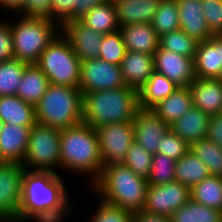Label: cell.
I'll return each mask as SVG.
<instances>
[{
    "label": "cell",
    "instance_id": "e575fe53",
    "mask_svg": "<svg viewBox=\"0 0 222 222\" xmlns=\"http://www.w3.org/2000/svg\"><path fill=\"white\" fill-rule=\"evenodd\" d=\"M198 42L181 29L160 36L159 47L195 58Z\"/></svg>",
    "mask_w": 222,
    "mask_h": 222
},
{
    "label": "cell",
    "instance_id": "bcb514c9",
    "mask_svg": "<svg viewBox=\"0 0 222 222\" xmlns=\"http://www.w3.org/2000/svg\"><path fill=\"white\" fill-rule=\"evenodd\" d=\"M110 0H77L75 10L73 11V20H78L91 8L107 3Z\"/></svg>",
    "mask_w": 222,
    "mask_h": 222
},
{
    "label": "cell",
    "instance_id": "e0dca14e",
    "mask_svg": "<svg viewBox=\"0 0 222 222\" xmlns=\"http://www.w3.org/2000/svg\"><path fill=\"white\" fill-rule=\"evenodd\" d=\"M32 127L4 124L0 132V162L23 163Z\"/></svg>",
    "mask_w": 222,
    "mask_h": 222
},
{
    "label": "cell",
    "instance_id": "60d3db41",
    "mask_svg": "<svg viewBox=\"0 0 222 222\" xmlns=\"http://www.w3.org/2000/svg\"><path fill=\"white\" fill-rule=\"evenodd\" d=\"M202 11L210 32L222 35V1L202 0Z\"/></svg>",
    "mask_w": 222,
    "mask_h": 222
},
{
    "label": "cell",
    "instance_id": "1f68e13d",
    "mask_svg": "<svg viewBox=\"0 0 222 222\" xmlns=\"http://www.w3.org/2000/svg\"><path fill=\"white\" fill-rule=\"evenodd\" d=\"M151 25L161 36L180 29L178 4L176 0H161Z\"/></svg>",
    "mask_w": 222,
    "mask_h": 222
},
{
    "label": "cell",
    "instance_id": "d6986e66",
    "mask_svg": "<svg viewBox=\"0 0 222 222\" xmlns=\"http://www.w3.org/2000/svg\"><path fill=\"white\" fill-rule=\"evenodd\" d=\"M180 29L197 42L208 40L214 36L203 16L202 0H176Z\"/></svg>",
    "mask_w": 222,
    "mask_h": 222
},
{
    "label": "cell",
    "instance_id": "277c9868",
    "mask_svg": "<svg viewBox=\"0 0 222 222\" xmlns=\"http://www.w3.org/2000/svg\"><path fill=\"white\" fill-rule=\"evenodd\" d=\"M83 123L93 128L130 122L139 107L138 90L132 87L92 91L83 94Z\"/></svg>",
    "mask_w": 222,
    "mask_h": 222
},
{
    "label": "cell",
    "instance_id": "ba28073f",
    "mask_svg": "<svg viewBox=\"0 0 222 222\" xmlns=\"http://www.w3.org/2000/svg\"><path fill=\"white\" fill-rule=\"evenodd\" d=\"M60 135L61 129L36 123L31 128L25 158L21 165L30 171L57 173L53 169L61 168Z\"/></svg>",
    "mask_w": 222,
    "mask_h": 222
},
{
    "label": "cell",
    "instance_id": "6da1fadb",
    "mask_svg": "<svg viewBox=\"0 0 222 222\" xmlns=\"http://www.w3.org/2000/svg\"><path fill=\"white\" fill-rule=\"evenodd\" d=\"M63 181L58 173L25 169L19 222H62L71 209Z\"/></svg>",
    "mask_w": 222,
    "mask_h": 222
},
{
    "label": "cell",
    "instance_id": "52a82bcc",
    "mask_svg": "<svg viewBox=\"0 0 222 222\" xmlns=\"http://www.w3.org/2000/svg\"><path fill=\"white\" fill-rule=\"evenodd\" d=\"M50 84L79 88L81 61L60 32L35 63Z\"/></svg>",
    "mask_w": 222,
    "mask_h": 222
},
{
    "label": "cell",
    "instance_id": "44dd1931",
    "mask_svg": "<svg viewBox=\"0 0 222 222\" xmlns=\"http://www.w3.org/2000/svg\"><path fill=\"white\" fill-rule=\"evenodd\" d=\"M123 42L128 51L154 55L159 48L160 36L151 23H135L120 26Z\"/></svg>",
    "mask_w": 222,
    "mask_h": 222
},
{
    "label": "cell",
    "instance_id": "ee69618b",
    "mask_svg": "<svg viewBox=\"0 0 222 222\" xmlns=\"http://www.w3.org/2000/svg\"><path fill=\"white\" fill-rule=\"evenodd\" d=\"M14 58L10 21H0V62Z\"/></svg>",
    "mask_w": 222,
    "mask_h": 222
},
{
    "label": "cell",
    "instance_id": "d590c367",
    "mask_svg": "<svg viewBox=\"0 0 222 222\" xmlns=\"http://www.w3.org/2000/svg\"><path fill=\"white\" fill-rule=\"evenodd\" d=\"M175 160L170 157L157 153L153 155L147 182L149 185H164L175 181Z\"/></svg>",
    "mask_w": 222,
    "mask_h": 222
},
{
    "label": "cell",
    "instance_id": "5b68a950",
    "mask_svg": "<svg viewBox=\"0 0 222 222\" xmlns=\"http://www.w3.org/2000/svg\"><path fill=\"white\" fill-rule=\"evenodd\" d=\"M83 94L79 88L50 84L35 105L36 121L57 129L83 122Z\"/></svg>",
    "mask_w": 222,
    "mask_h": 222
},
{
    "label": "cell",
    "instance_id": "8992f818",
    "mask_svg": "<svg viewBox=\"0 0 222 222\" xmlns=\"http://www.w3.org/2000/svg\"><path fill=\"white\" fill-rule=\"evenodd\" d=\"M21 18V19H20ZM11 21L14 58L28 64H35L40 54L60 33L59 24L50 18L21 16Z\"/></svg>",
    "mask_w": 222,
    "mask_h": 222
},
{
    "label": "cell",
    "instance_id": "f35d334b",
    "mask_svg": "<svg viewBox=\"0 0 222 222\" xmlns=\"http://www.w3.org/2000/svg\"><path fill=\"white\" fill-rule=\"evenodd\" d=\"M96 214L89 222H133V212L100 199Z\"/></svg>",
    "mask_w": 222,
    "mask_h": 222
},
{
    "label": "cell",
    "instance_id": "7a4b0ae2",
    "mask_svg": "<svg viewBox=\"0 0 222 222\" xmlns=\"http://www.w3.org/2000/svg\"><path fill=\"white\" fill-rule=\"evenodd\" d=\"M60 161L66 171L90 176L91 185L104 166L96 129L83 122L61 129Z\"/></svg>",
    "mask_w": 222,
    "mask_h": 222
},
{
    "label": "cell",
    "instance_id": "681fc988",
    "mask_svg": "<svg viewBox=\"0 0 222 222\" xmlns=\"http://www.w3.org/2000/svg\"><path fill=\"white\" fill-rule=\"evenodd\" d=\"M4 122L3 120L0 118V132L2 131L3 127H4Z\"/></svg>",
    "mask_w": 222,
    "mask_h": 222
},
{
    "label": "cell",
    "instance_id": "ffe728a7",
    "mask_svg": "<svg viewBox=\"0 0 222 222\" xmlns=\"http://www.w3.org/2000/svg\"><path fill=\"white\" fill-rule=\"evenodd\" d=\"M121 71L126 86L139 90L153 74V55L128 51L121 62Z\"/></svg>",
    "mask_w": 222,
    "mask_h": 222
},
{
    "label": "cell",
    "instance_id": "3957f363",
    "mask_svg": "<svg viewBox=\"0 0 222 222\" xmlns=\"http://www.w3.org/2000/svg\"><path fill=\"white\" fill-rule=\"evenodd\" d=\"M148 186L147 179L122 163L104 165L99 177L91 184L100 199L131 212L143 210Z\"/></svg>",
    "mask_w": 222,
    "mask_h": 222
},
{
    "label": "cell",
    "instance_id": "30bf717a",
    "mask_svg": "<svg viewBox=\"0 0 222 222\" xmlns=\"http://www.w3.org/2000/svg\"><path fill=\"white\" fill-rule=\"evenodd\" d=\"M25 168L21 164L0 162V219L19 222Z\"/></svg>",
    "mask_w": 222,
    "mask_h": 222
},
{
    "label": "cell",
    "instance_id": "7c38bea8",
    "mask_svg": "<svg viewBox=\"0 0 222 222\" xmlns=\"http://www.w3.org/2000/svg\"><path fill=\"white\" fill-rule=\"evenodd\" d=\"M190 199V188L178 181L164 185H149L143 210L148 213L170 217Z\"/></svg>",
    "mask_w": 222,
    "mask_h": 222
},
{
    "label": "cell",
    "instance_id": "2e32d148",
    "mask_svg": "<svg viewBox=\"0 0 222 222\" xmlns=\"http://www.w3.org/2000/svg\"><path fill=\"white\" fill-rule=\"evenodd\" d=\"M196 78L219 79L222 74V35L198 42L194 58Z\"/></svg>",
    "mask_w": 222,
    "mask_h": 222
},
{
    "label": "cell",
    "instance_id": "74e56055",
    "mask_svg": "<svg viewBox=\"0 0 222 222\" xmlns=\"http://www.w3.org/2000/svg\"><path fill=\"white\" fill-rule=\"evenodd\" d=\"M152 158L153 155L151 153L134 141L121 163L134 171L138 176L147 179L152 165Z\"/></svg>",
    "mask_w": 222,
    "mask_h": 222
},
{
    "label": "cell",
    "instance_id": "f546056e",
    "mask_svg": "<svg viewBox=\"0 0 222 222\" xmlns=\"http://www.w3.org/2000/svg\"><path fill=\"white\" fill-rule=\"evenodd\" d=\"M191 200L222 211V177L209 175L190 189Z\"/></svg>",
    "mask_w": 222,
    "mask_h": 222
},
{
    "label": "cell",
    "instance_id": "4fadbf2b",
    "mask_svg": "<svg viewBox=\"0 0 222 222\" xmlns=\"http://www.w3.org/2000/svg\"><path fill=\"white\" fill-rule=\"evenodd\" d=\"M154 70L163 74L178 87L189 86L195 80L194 59L158 48L153 55Z\"/></svg>",
    "mask_w": 222,
    "mask_h": 222
},
{
    "label": "cell",
    "instance_id": "d6a6232c",
    "mask_svg": "<svg viewBox=\"0 0 222 222\" xmlns=\"http://www.w3.org/2000/svg\"><path fill=\"white\" fill-rule=\"evenodd\" d=\"M189 150L206 164L210 175L222 177V148L219 145L206 138L192 143Z\"/></svg>",
    "mask_w": 222,
    "mask_h": 222
},
{
    "label": "cell",
    "instance_id": "603a6c76",
    "mask_svg": "<svg viewBox=\"0 0 222 222\" xmlns=\"http://www.w3.org/2000/svg\"><path fill=\"white\" fill-rule=\"evenodd\" d=\"M161 0H113L120 26L151 23Z\"/></svg>",
    "mask_w": 222,
    "mask_h": 222
},
{
    "label": "cell",
    "instance_id": "f1b7e54d",
    "mask_svg": "<svg viewBox=\"0 0 222 222\" xmlns=\"http://www.w3.org/2000/svg\"><path fill=\"white\" fill-rule=\"evenodd\" d=\"M174 174L175 181L188 186L190 189L210 175L206 164L196 157L191 150L176 162Z\"/></svg>",
    "mask_w": 222,
    "mask_h": 222
},
{
    "label": "cell",
    "instance_id": "9a60e30c",
    "mask_svg": "<svg viewBox=\"0 0 222 222\" xmlns=\"http://www.w3.org/2000/svg\"><path fill=\"white\" fill-rule=\"evenodd\" d=\"M135 142L144 147L152 155L157 154V145L169 129L152 109L139 108L133 119Z\"/></svg>",
    "mask_w": 222,
    "mask_h": 222
},
{
    "label": "cell",
    "instance_id": "b9f144b4",
    "mask_svg": "<svg viewBox=\"0 0 222 222\" xmlns=\"http://www.w3.org/2000/svg\"><path fill=\"white\" fill-rule=\"evenodd\" d=\"M77 0H51V19L59 24V27L73 20V11Z\"/></svg>",
    "mask_w": 222,
    "mask_h": 222
},
{
    "label": "cell",
    "instance_id": "7bdbcfd3",
    "mask_svg": "<svg viewBox=\"0 0 222 222\" xmlns=\"http://www.w3.org/2000/svg\"><path fill=\"white\" fill-rule=\"evenodd\" d=\"M19 14V15H18ZM25 17H44L51 19V0H25L17 15Z\"/></svg>",
    "mask_w": 222,
    "mask_h": 222
},
{
    "label": "cell",
    "instance_id": "836d02e7",
    "mask_svg": "<svg viewBox=\"0 0 222 222\" xmlns=\"http://www.w3.org/2000/svg\"><path fill=\"white\" fill-rule=\"evenodd\" d=\"M27 65L28 63L15 58L0 62V97L16 95Z\"/></svg>",
    "mask_w": 222,
    "mask_h": 222
},
{
    "label": "cell",
    "instance_id": "9c48e42d",
    "mask_svg": "<svg viewBox=\"0 0 222 222\" xmlns=\"http://www.w3.org/2000/svg\"><path fill=\"white\" fill-rule=\"evenodd\" d=\"M104 165L121 163L135 141L134 123H111L95 128Z\"/></svg>",
    "mask_w": 222,
    "mask_h": 222
},
{
    "label": "cell",
    "instance_id": "8d00e7d4",
    "mask_svg": "<svg viewBox=\"0 0 222 222\" xmlns=\"http://www.w3.org/2000/svg\"><path fill=\"white\" fill-rule=\"evenodd\" d=\"M127 49L120 30L103 35L99 58L113 64L121 65Z\"/></svg>",
    "mask_w": 222,
    "mask_h": 222
},
{
    "label": "cell",
    "instance_id": "f6af8a7d",
    "mask_svg": "<svg viewBox=\"0 0 222 222\" xmlns=\"http://www.w3.org/2000/svg\"><path fill=\"white\" fill-rule=\"evenodd\" d=\"M207 139L222 148V114L210 116Z\"/></svg>",
    "mask_w": 222,
    "mask_h": 222
},
{
    "label": "cell",
    "instance_id": "5bb4252c",
    "mask_svg": "<svg viewBox=\"0 0 222 222\" xmlns=\"http://www.w3.org/2000/svg\"><path fill=\"white\" fill-rule=\"evenodd\" d=\"M60 29L80 61L99 58L102 33L86 27L79 20L67 21Z\"/></svg>",
    "mask_w": 222,
    "mask_h": 222
},
{
    "label": "cell",
    "instance_id": "ac0fdd59",
    "mask_svg": "<svg viewBox=\"0 0 222 222\" xmlns=\"http://www.w3.org/2000/svg\"><path fill=\"white\" fill-rule=\"evenodd\" d=\"M192 106L199 108L209 116L221 114L222 81L220 79L195 78L189 85Z\"/></svg>",
    "mask_w": 222,
    "mask_h": 222
},
{
    "label": "cell",
    "instance_id": "4316f807",
    "mask_svg": "<svg viewBox=\"0 0 222 222\" xmlns=\"http://www.w3.org/2000/svg\"><path fill=\"white\" fill-rule=\"evenodd\" d=\"M83 25L103 35L120 29L116 7L113 0L91 8L78 19Z\"/></svg>",
    "mask_w": 222,
    "mask_h": 222
},
{
    "label": "cell",
    "instance_id": "8fae6325",
    "mask_svg": "<svg viewBox=\"0 0 222 222\" xmlns=\"http://www.w3.org/2000/svg\"><path fill=\"white\" fill-rule=\"evenodd\" d=\"M125 86L120 65L100 58L81 61L79 89L82 94Z\"/></svg>",
    "mask_w": 222,
    "mask_h": 222
},
{
    "label": "cell",
    "instance_id": "ab89813d",
    "mask_svg": "<svg viewBox=\"0 0 222 222\" xmlns=\"http://www.w3.org/2000/svg\"><path fill=\"white\" fill-rule=\"evenodd\" d=\"M189 149L190 145L170 128L161 138L160 144L157 145V153L164 154L175 161L181 159Z\"/></svg>",
    "mask_w": 222,
    "mask_h": 222
},
{
    "label": "cell",
    "instance_id": "d4e9b609",
    "mask_svg": "<svg viewBox=\"0 0 222 222\" xmlns=\"http://www.w3.org/2000/svg\"><path fill=\"white\" fill-rule=\"evenodd\" d=\"M0 118L4 123L19 126H34L37 123L35 106L16 95L0 97Z\"/></svg>",
    "mask_w": 222,
    "mask_h": 222
},
{
    "label": "cell",
    "instance_id": "c3c4849f",
    "mask_svg": "<svg viewBox=\"0 0 222 222\" xmlns=\"http://www.w3.org/2000/svg\"><path fill=\"white\" fill-rule=\"evenodd\" d=\"M25 0H0V6L11 12H18L24 5Z\"/></svg>",
    "mask_w": 222,
    "mask_h": 222
},
{
    "label": "cell",
    "instance_id": "7402d4cb",
    "mask_svg": "<svg viewBox=\"0 0 222 222\" xmlns=\"http://www.w3.org/2000/svg\"><path fill=\"white\" fill-rule=\"evenodd\" d=\"M210 116L197 107L191 108L169 128L189 145L207 138Z\"/></svg>",
    "mask_w": 222,
    "mask_h": 222
},
{
    "label": "cell",
    "instance_id": "484cf974",
    "mask_svg": "<svg viewBox=\"0 0 222 222\" xmlns=\"http://www.w3.org/2000/svg\"><path fill=\"white\" fill-rule=\"evenodd\" d=\"M192 106L189 86L177 87L175 91L159 101L151 109L168 125L181 118Z\"/></svg>",
    "mask_w": 222,
    "mask_h": 222
},
{
    "label": "cell",
    "instance_id": "4dcf8cb0",
    "mask_svg": "<svg viewBox=\"0 0 222 222\" xmlns=\"http://www.w3.org/2000/svg\"><path fill=\"white\" fill-rule=\"evenodd\" d=\"M170 218L172 222H222V211L198 204L190 199Z\"/></svg>",
    "mask_w": 222,
    "mask_h": 222
},
{
    "label": "cell",
    "instance_id": "7dc6e473",
    "mask_svg": "<svg viewBox=\"0 0 222 222\" xmlns=\"http://www.w3.org/2000/svg\"><path fill=\"white\" fill-rule=\"evenodd\" d=\"M133 222H172L170 217L148 213L144 210L133 212Z\"/></svg>",
    "mask_w": 222,
    "mask_h": 222
},
{
    "label": "cell",
    "instance_id": "cb8c5ba5",
    "mask_svg": "<svg viewBox=\"0 0 222 222\" xmlns=\"http://www.w3.org/2000/svg\"><path fill=\"white\" fill-rule=\"evenodd\" d=\"M49 85L50 82L43 71L36 64H28L23 70L16 96L35 106Z\"/></svg>",
    "mask_w": 222,
    "mask_h": 222
},
{
    "label": "cell",
    "instance_id": "83f0119b",
    "mask_svg": "<svg viewBox=\"0 0 222 222\" xmlns=\"http://www.w3.org/2000/svg\"><path fill=\"white\" fill-rule=\"evenodd\" d=\"M177 87L166 76L154 71L149 80L138 90L139 107L151 109L159 101L171 95Z\"/></svg>",
    "mask_w": 222,
    "mask_h": 222
}]
</instances>
